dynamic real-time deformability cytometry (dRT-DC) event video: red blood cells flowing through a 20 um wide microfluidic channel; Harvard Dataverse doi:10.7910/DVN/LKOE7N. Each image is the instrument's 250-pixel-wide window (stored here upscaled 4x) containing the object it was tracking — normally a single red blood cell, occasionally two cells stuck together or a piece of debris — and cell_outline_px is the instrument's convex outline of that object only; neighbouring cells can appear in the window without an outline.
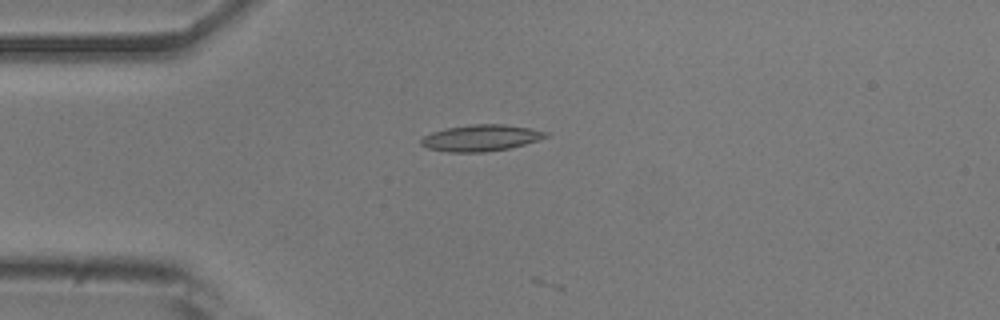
{"species": "common noctule bat (a hibernating species)", "species_latin": "Nyctalus noctula", "temperature_condition": "room temperature", "stored_images_in_passage": 2, "camera_frame_rate_fps": 3000, "um_per_image_px": 0.085, "animal": {"sex": "male", "body_mass_g": 20.5, "forearm_length_mm": 52.5}, "frame": {"image": 1, "passage_image": 1, "time_ms": 0.0, "image_size_px": [1000, 320], "cell_outline_px": [[548, 136], [524, 144], [508, 148], [484, 152], [448, 152], [428, 148], [420, 144], [420, 140], [424, 136], [432, 132], [444, 128], [472, 124], [504, 124], [528, 128], [548, 132]], "centroid_in_image_um": [40.83, 11.72], "position_along_channel_um": 44.2, "area_um2": 19.02}}